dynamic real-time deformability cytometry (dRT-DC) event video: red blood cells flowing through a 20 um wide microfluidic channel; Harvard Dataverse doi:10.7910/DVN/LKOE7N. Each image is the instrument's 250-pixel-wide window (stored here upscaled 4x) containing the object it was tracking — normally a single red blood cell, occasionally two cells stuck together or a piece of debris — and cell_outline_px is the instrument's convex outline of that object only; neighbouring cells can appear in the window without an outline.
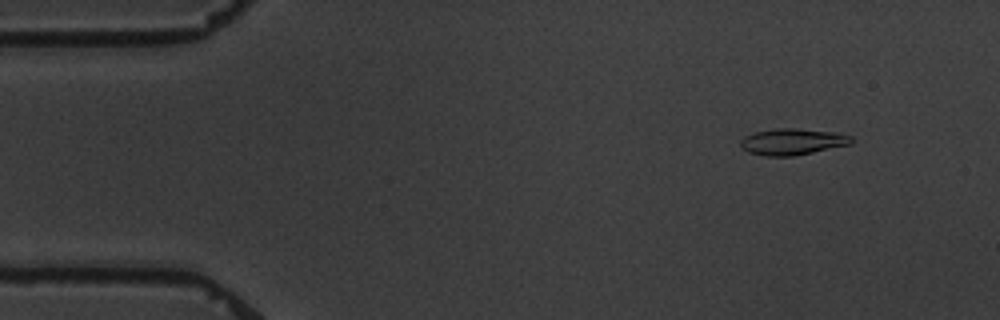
{"species": "common noctule bat (a hibernating species)", "species_latin": "Nyctalus noctula", "temperature_condition": "warm", "stored_images_in_passage": 6, "camera_frame_rate_fps": 3000, "um_per_image_px": 0.085, "animal": {"sex": "male", "body_mass_g": 19.5, "forearm_length_mm": 54.6}, "frame": {"image": 1, "passage_image": 2, "time_ms": 1.0, "image_size_px": [1000, 320], "cell_outline_px": [[852, 144], [792, 156], [764, 156], [748, 152], [740, 148], [740, 140], [744, 136], [756, 132], [776, 128], [796, 128], [840, 132], [852, 136]], "centroid_in_image_um": [67.36, 12.04], "position_along_channel_um": 17.6, "area_um2": 17.22}}
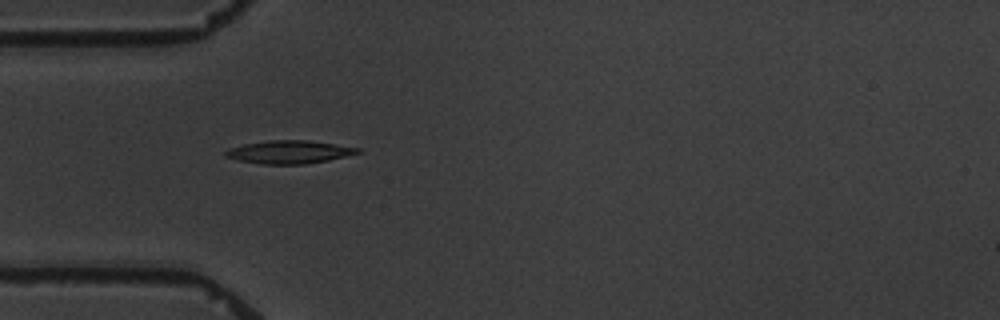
{"frame": {"image": 2, "passage_image": 5, "time_ms": 4.667, "image_size_px": [1000, 320], "cell_outline_px": [[360, 152], [328, 160], [304, 164], [260, 164], [240, 160], [224, 156], [224, 152], [228, 148], [244, 144], [268, 140], [308, 140], [360, 148]], "centroid_in_image_um": [24.53, 12.91], "position_along_channel_um": 60.5, "area_um2": 17.57}}
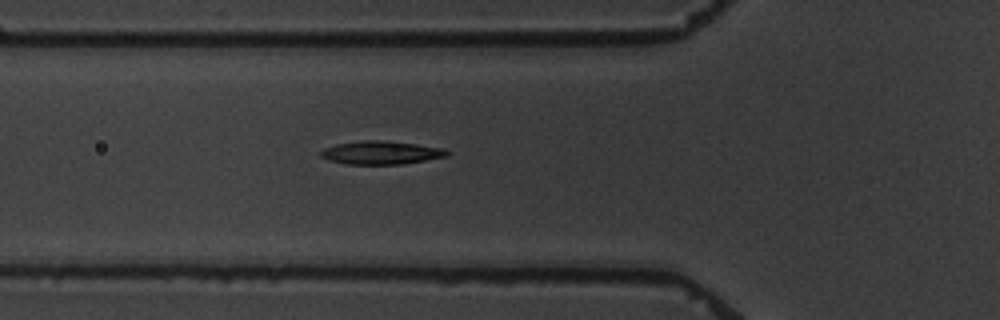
{"frame": {"image": 3, "passage_image": 6, "time_ms": 5.667, "image_size_px": [1000, 320], "cell_outline_px": [[452, 152], [448, 156], [404, 164], [348, 164], [328, 160], [320, 156], [320, 152], [324, 148], [336, 144], [364, 140], [380, 140], [416, 144], [444, 148]], "centroid_in_image_um": [32.42, 12.98], "position_along_channel_um": 93.4, "area_um2": 17.17}}